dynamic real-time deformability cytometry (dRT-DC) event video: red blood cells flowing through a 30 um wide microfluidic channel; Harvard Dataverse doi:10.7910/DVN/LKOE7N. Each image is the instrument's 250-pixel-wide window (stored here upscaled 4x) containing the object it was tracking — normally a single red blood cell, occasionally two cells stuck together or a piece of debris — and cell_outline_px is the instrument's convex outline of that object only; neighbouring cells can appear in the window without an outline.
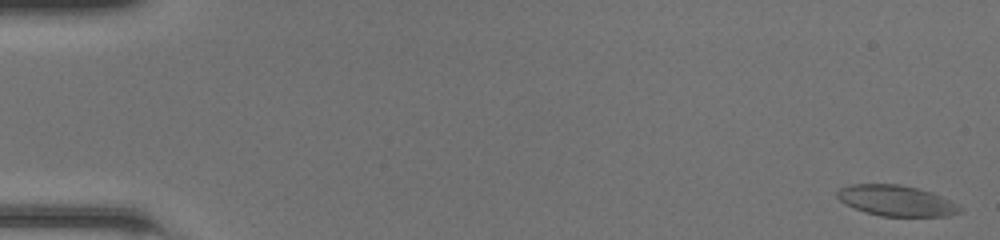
{"species": "common noctule bat (a hibernating species)", "species_latin": "Nyctalus noctula", "temperature_condition": "room temperature", "stored_images_in_passage": 49, "camera_frame_rate_fps": 3000, "um_per_image_px": 0.085, "animal": {"sex": "female", "body_mass_g": 20.0, "forearm_length_mm": 54.0}, "frame": {"image": 1, "passage_image": 1, "time_ms": 0.0, "image_size_px": [1000, 240], "cell_outline_px": [[964, 208], [960, 212], [948, 216], [880, 216], [844, 204], [836, 196], [836, 192], [840, 188], [848, 184], [900, 184], [920, 188], [932, 192]], "centroid_in_image_um": [76.18, 17.04], "position_along_channel_um": 8.8, "area_um2": 21.96}}
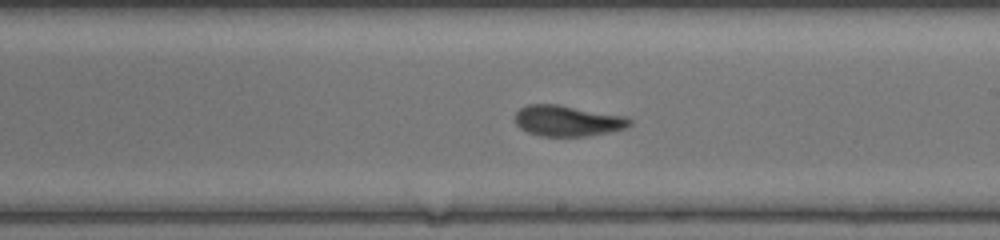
{"frame": {"image": 2, "passage_image": 29, "time_ms": 9.333, "image_size_px": [1000, 240], "cell_outline_px": [[632, 124], [628, 128], [588, 136], [540, 136], [528, 132], [520, 128], [516, 124], [516, 112], [520, 108], [528, 104], [560, 104], [624, 116], [632, 120]], "centroid_in_image_um": [48.26, 10.26], "position_along_channel_um": 240.7, "area_um2": 20.69}}
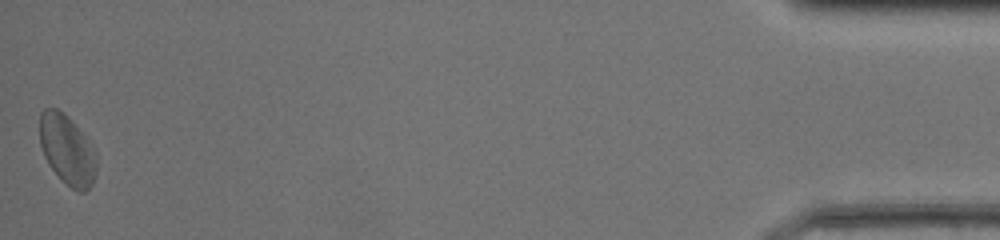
{"frame": {"image": 3, "passage_image": 49, "time_ms": 16.0, "image_size_px": [1000, 240], "cell_outline_px": [[96, 172], [92, 184], [84, 192], [80, 192], [72, 188], [60, 180], [48, 164], [44, 156], [40, 144], [40, 112], [44, 108], [56, 108], [68, 116], [84, 136], [96, 160]], "centroid_in_image_um": [5.66, 12.75], "position_along_channel_um": 429.5, "area_um2": 22.72}, "authors_computed_cell_mechanics": {"area_um2": 21.0392, "velocity_mm_per_s": 4.2197, "shape_relaxation_time_tau1_ms": 3.1116, "shape_relaxation_time_tau2_ms": 2.1312, "deformation_change_tau1": 0.1007, "deformation_change_tau2": 0.0881}}